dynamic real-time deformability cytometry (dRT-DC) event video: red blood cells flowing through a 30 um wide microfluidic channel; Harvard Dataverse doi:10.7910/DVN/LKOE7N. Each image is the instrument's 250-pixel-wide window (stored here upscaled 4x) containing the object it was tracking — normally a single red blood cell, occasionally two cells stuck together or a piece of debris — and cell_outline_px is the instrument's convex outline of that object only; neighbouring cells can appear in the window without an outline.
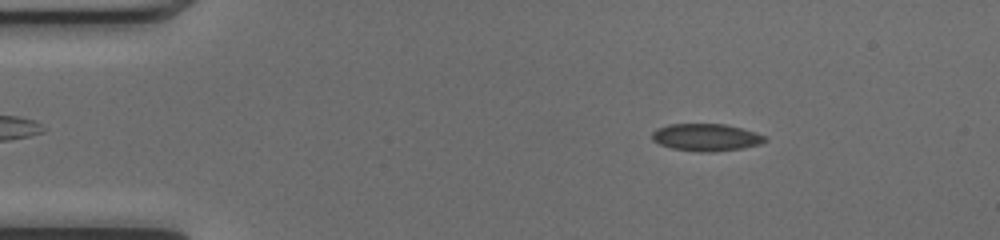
{"species": "common noctule bat (a hibernating species)", "species_latin": "Nyctalus noctula", "temperature_condition": "cold", "stored_images_in_passage": 49, "camera_frame_rate_fps": 3000, "um_per_image_px": 0.085, "animal": {"sex": "female", "body_mass_g": 17.0, "forearm_length_mm": 48.0}, "frame": {"image": 1, "passage_image": 7, "time_ms": 2.0, "image_size_px": [1000, 240], "cell_outline_px": [[768, 140], [760, 144], [740, 148], [712, 152], [700, 152], [672, 148], [660, 144], [652, 140], [652, 132], [656, 128], [668, 124], [724, 124], [756, 132], [764, 136]], "centroid_in_image_um": [59.99, 11.67], "position_along_channel_um": 25.0, "area_um2": 17.86}}
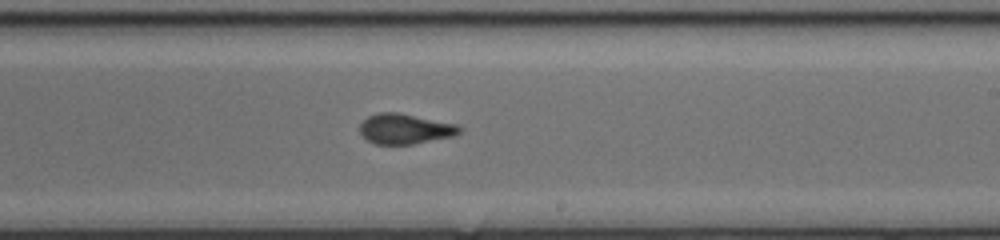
{"frame": {"image": 2, "passage_image": 29, "time_ms": 9.333, "image_size_px": [1000, 240], "cell_outline_px": [[464, 128], [456, 136], [412, 144], [376, 144], [368, 140], [360, 132], [360, 124], [368, 116], [380, 112], [396, 112], [456, 124]], "centroid_in_image_um": [34.46, 10.96], "position_along_channel_um": 254.5, "area_um2": 17.46}}
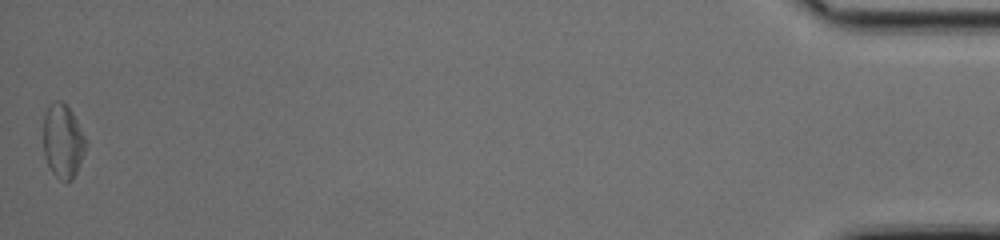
{"frame": {"image": 3, "passage_image": 49, "time_ms": 16.0, "image_size_px": [1000, 240], "cell_outline_px": [[88, 144], [76, 172], [72, 180], [60, 180], [52, 172], [48, 164], [44, 152], [44, 116], [48, 108], [56, 100], [60, 100], [72, 112]], "centroid_in_image_um": [5.35, 12.01], "position_along_channel_um": 429.8, "area_um2": 17.86}, "authors_computed_cell_mechanics": {"area_um2": 17.8602, "velocity_mm_per_s": 4.1284, "shape_relaxation_time_tau1_ms": 6.9349, "shape_relaxation_time_tau2_ms": 1.253, "deformation_change_tau1": 0.1426, "deformation_change_tau2": 0.0686}}